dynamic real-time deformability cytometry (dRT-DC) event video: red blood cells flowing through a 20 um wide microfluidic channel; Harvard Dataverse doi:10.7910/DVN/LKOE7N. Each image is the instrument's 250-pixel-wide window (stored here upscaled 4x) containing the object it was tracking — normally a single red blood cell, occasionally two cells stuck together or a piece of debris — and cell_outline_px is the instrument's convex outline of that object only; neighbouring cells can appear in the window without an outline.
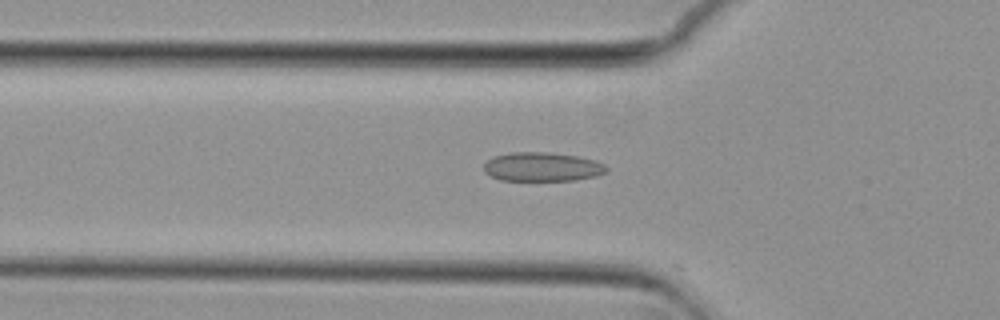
{"species": "common noctule bat (a hibernating species)", "species_latin": "Nyctalus noctula", "temperature_condition": "cold", "stored_images_in_passage": 51, "camera_frame_rate_fps": 3000, "um_per_image_px": 0.085, "animal": {"sex": "female", "body_mass_g": 29.2, "forearm_length_mm": 56.3}, "frame": {"image": 1, "passage_image": 15, "time_ms": 4.667, "image_size_px": [1000, 320], "cell_outline_px": [[608, 168], [604, 172], [596, 176], [576, 180], [500, 180], [484, 172], [484, 164], [492, 156], [512, 152], [548, 152], [576, 156], [592, 160], [604, 164]], "centroid_in_image_um": [46.05, 14.18], "position_along_channel_um": 79.7, "area_um2": 20.58}}
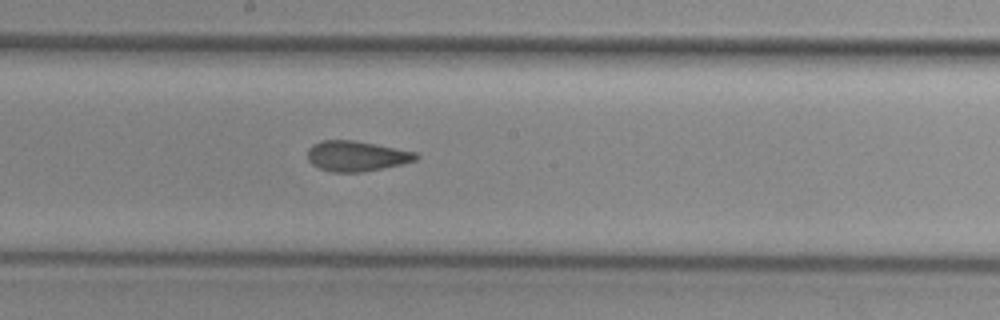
{"frame": {"image": 2, "passage_image": 26, "time_ms": 8.333, "image_size_px": [1000, 320], "cell_outline_px": [[420, 156], [416, 160], [400, 164], [360, 172], [332, 172], [320, 168], [312, 164], [308, 160], [308, 148], [312, 144], [320, 140], [352, 140], [416, 152]], "centroid_in_image_um": [30.26, 13.26], "position_along_channel_um": 217.9, "area_um2": 18.9}}
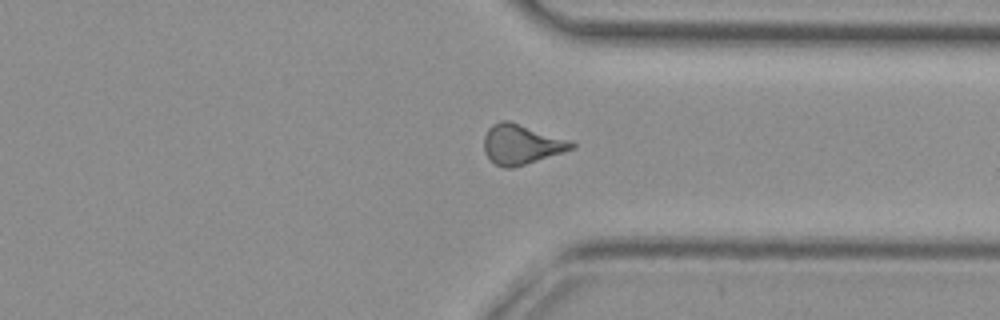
{"frame": {"image": 3, "passage_image": 38, "time_ms": 12.333, "image_size_px": [1000, 320], "cell_outline_px": [[576, 148], [564, 152], [512, 168], [504, 168], [496, 164], [484, 152], [484, 136], [488, 128], [492, 124], [500, 120], [508, 120], [572, 140], [576, 144]], "centroid_in_image_um": [44.34, 12.25], "position_along_channel_um": 367.1, "area_um2": 20.46}, "authors_computed_cell_mechanics": {"area_um2": 19.4208, "velocity_mm_per_s": 3.746, "shape_relaxation_time_tau1_ms": null, "shape_relaxation_time_tau2_ms": 2.4461, "deformation_change_tau1": null, "deformation_change_tau2": 0.0772}}